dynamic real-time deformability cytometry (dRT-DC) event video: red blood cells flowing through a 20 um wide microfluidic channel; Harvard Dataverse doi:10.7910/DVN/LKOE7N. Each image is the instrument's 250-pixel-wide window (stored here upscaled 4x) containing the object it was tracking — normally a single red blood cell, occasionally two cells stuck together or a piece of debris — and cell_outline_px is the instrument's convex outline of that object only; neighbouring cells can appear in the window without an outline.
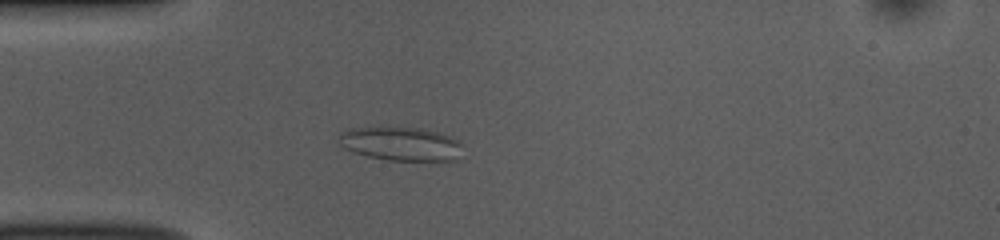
{"species": "common noctule bat (a hibernating species)", "species_latin": "Nyctalus noctula", "temperature_condition": "room temperature", "stored_images_in_passage": 52, "camera_frame_rate_fps": 3000, "um_per_image_px": 0.085, "animal": {"sex": "female", "body_mass_g": 10.0, "forearm_length_mm": 53.1}, "frame": {"image": 1, "passage_image": 13, "time_ms": 4.0, "image_size_px": [1000, 240], "cell_outline_px": [[460, 144], [452, 160], [388, 160], [368, 156], [344, 148], [340, 144], [340, 132], [352, 128], [424, 128], [440, 132], [452, 136], [460, 140]], "centroid_in_image_um": [34.05, 12.2], "position_along_channel_um": 51.0, "area_um2": 23.7}}
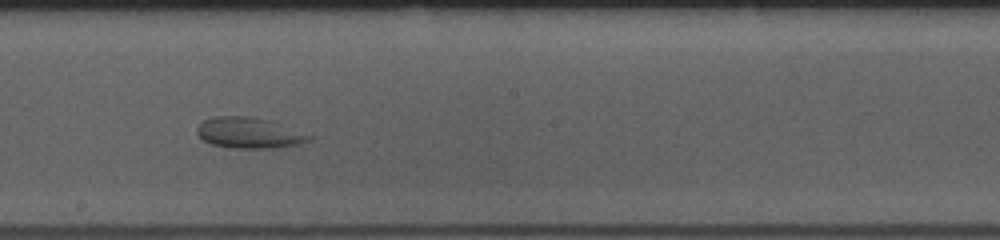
{"frame": {"image": 2, "passage_image": 28, "time_ms": 9.0, "image_size_px": [1000, 240], "cell_outline_px": [[312, 140], [300, 144], [272, 148], [232, 148], [212, 144], [204, 140], [196, 132], [196, 128], [204, 120], [216, 116], [252, 116], [272, 120], [312, 136]], "centroid_in_image_um": [21.19, 11.29], "position_along_channel_um": 227.0, "area_um2": 20.17}}
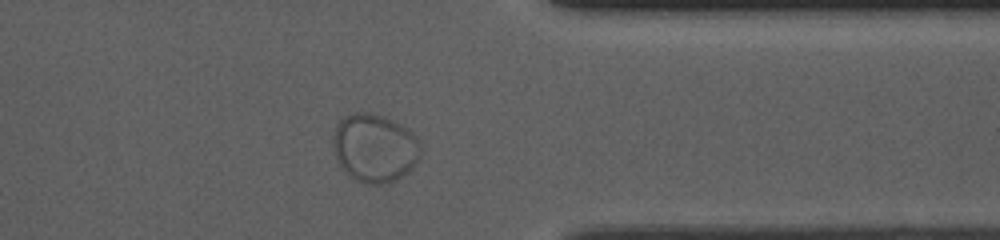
{"frame": {"image": 3, "passage_image": 41, "time_ms": 13.333, "image_size_px": [1000, 240], "cell_outline_px": [[420, 156], [412, 168], [408, 172], [384, 184], [368, 184], [356, 180], [348, 176], [344, 172], [336, 156], [336, 128], [340, 120], [356, 112], [364, 112], [384, 116], [408, 128], [416, 136], [420, 144]], "centroid_in_image_um": [31.89, 12.59], "position_along_channel_um": 379.5, "area_um2": 34.22}}